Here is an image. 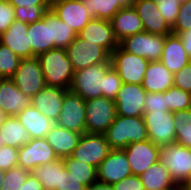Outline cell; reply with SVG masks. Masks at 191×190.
Listing matches in <instances>:
<instances>
[{
	"label": "cell",
	"instance_id": "obj_1",
	"mask_svg": "<svg viewBox=\"0 0 191 190\" xmlns=\"http://www.w3.org/2000/svg\"><path fill=\"white\" fill-rule=\"evenodd\" d=\"M46 86L70 90L74 70L66 49L55 48L37 56Z\"/></svg>",
	"mask_w": 191,
	"mask_h": 190
},
{
	"label": "cell",
	"instance_id": "obj_2",
	"mask_svg": "<svg viewBox=\"0 0 191 190\" xmlns=\"http://www.w3.org/2000/svg\"><path fill=\"white\" fill-rule=\"evenodd\" d=\"M104 135L111 149H125L130 143L149 140L143 117L116 115Z\"/></svg>",
	"mask_w": 191,
	"mask_h": 190
},
{
	"label": "cell",
	"instance_id": "obj_3",
	"mask_svg": "<svg viewBox=\"0 0 191 190\" xmlns=\"http://www.w3.org/2000/svg\"><path fill=\"white\" fill-rule=\"evenodd\" d=\"M111 66L110 60L75 71L70 90L84 100L101 96L106 98L105 73Z\"/></svg>",
	"mask_w": 191,
	"mask_h": 190
},
{
	"label": "cell",
	"instance_id": "obj_4",
	"mask_svg": "<svg viewBox=\"0 0 191 190\" xmlns=\"http://www.w3.org/2000/svg\"><path fill=\"white\" fill-rule=\"evenodd\" d=\"M160 161L177 186L191 181V148L177 143L160 147Z\"/></svg>",
	"mask_w": 191,
	"mask_h": 190
},
{
	"label": "cell",
	"instance_id": "obj_5",
	"mask_svg": "<svg viewBox=\"0 0 191 190\" xmlns=\"http://www.w3.org/2000/svg\"><path fill=\"white\" fill-rule=\"evenodd\" d=\"M86 133L104 134L116 117L114 100L104 96L85 100Z\"/></svg>",
	"mask_w": 191,
	"mask_h": 190
},
{
	"label": "cell",
	"instance_id": "obj_6",
	"mask_svg": "<svg viewBox=\"0 0 191 190\" xmlns=\"http://www.w3.org/2000/svg\"><path fill=\"white\" fill-rule=\"evenodd\" d=\"M110 60L122 83L142 84L149 63L148 60L139 55L129 53L120 46L111 53Z\"/></svg>",
	"mask_w": 191,
	"mask_h": 190
},
{
	"label": "cell",
	"instance_id": "obj_7",
	"mask_svg": "<svg viewBox=\"0 0 191 190\" xmlns=\"http://www.w3.org/2000/svg\"><path fill=\"white\" fill-rule=\"evenodd\" d=\"M166 35L152 34L145 31L127 36L119 46L132 54L145 58L149 62L160 61Z\"/></svg>",
	"mask_w": 191,
	"mask_h": 190
},
{
	"label": "cell",
	"instance_id": "obj_8",
	"mask_svg": "<svg viewBox=\"0 0 191 190\" xmlns=\"http://www.w3.org/2000/svg\"><path fill=\"white\" fill-rule=\"evenodd\" d=\"M66 52L74 72L91 65L107 63L111 57L105 48L80 39L78 36L66 48Z\"/></svg>",
	"mask_w": 191,
	"mask_h": 190
},
{
	"label": "cell",
	"instance_id": "obj_9",
	"mask_svg": "<svg viewBox=\"0 0 191 190\" xmlns=\"http://www.w3.org/2000/svg\"><path fill=\"white\" fill-rule=\"evenodd\" d=\"M143 119L149 140L155 145L163 147L176 143L175 115L173 112L144 113Z\"/></svg>",
	"mask_w": 191,
	"mask_h": 190
},
{
	"label": "cell",
	"instance_id": "obj_10",
	"mask_svg": "<svg viewBox=\"0 0 191 190\" xmlns=\"http://www.w3.org/2000/svg\"><path fill=\"white\" fill-rule=\"evenodd\" d=\"M57 125L80 134L86 133L85 100L78 94L67 90L63 98Z\"/></svg>",
	"mask_w": 191,
	"mask_h": 190
},
{
	"label": "cell",
	"instance_id": "obj_11",
	"mask_svg": "<svg viewBox=\"0 0 191 190\" xmlns=\"http://www.w3.org/2000/svg\"><path fill=\"white\" fill-rule=\"evenodd\" d=\"M111 150L104 134L84 133L71 156L98 168Z\"/></svg>",
	"mask_w": 191,
	"mask_h": 190
},
{
	"label": "cell",
	"instance_id": "obj_12",
	"mask_svg": "<svg viewBox=\"0 0 191 190\" xmlns=\"http://www.w3.org/2000/svg\"><path fill=\"white\" fill-rule=\"evenodd\" d=\"M11 79L22 93L31 98L46 86L37 57L22 59Z\"/></svg>",
	"mask_w": 191,
	"mask_h": 190
},
{
	"label": "cell",
	"instance_id": "obj_13",
	"mask_svg": "<svg viewBox=\"0 0 191 190\" xmlns=\"http://www.w3.org/2000/svg\"><path fill=\"white\" fill-rule=\"evenodd\" d=\"M46 138L31 139L18 149V166L32 172L40 165L58 160Z\"/></svg>",
	"mask_w": 191,
	"mask_h": 190
},
{
	"label": "cell",
	"instance_id": "obj_14",
	"mask_svg": "<svg viewBox=\"0 0 191 190\" xmlns=\"http://www.w3.org/2000/svg\"><path fill=\"white\" fill-rule=\"evenodd\" d=\"M146 94L142 85L122 83L114 99L116 115L143 117Z\"/></svg>",
	"mask_w": 191,
	"mask_h": 190
},
{
	"label": "cell",
	"instance_id": "obj_15",
	"mask_svg": "<svg viewBox=\"0 0 191 190\" xmlns=\"http://www.w3.org/2000/svg\"><path fill=\"white\" fill-rule=\"evenodd\" d=\"M132 174L139 176L160 161V147L151 140L130 143L125 149Z\"/></svg>",
	"mask_w": 191,
	"mask_h": 190
},
{
	"label": "cell",
	"instance_id": "obj_16",
	"mask_svg": "<svg viewBox=\"0 0 191 190\" xmlns=\"http://www.w3.org/2000/svg\"><path fill=\"white\" fill-rule=\"evenodd\" d=\"M130 175H132V170L123 149H112L97 168L98 182L109 185Z\"/></svg>",
	"mask_w": 191,
	"mask_h": 190
},
{
	"label": "cell",
	"instance_id": "obj_17",
	"mask_svg": "<svg viewBox=\"0 0 191 190\" xmlns=\"http://www.w3.org/2000/svg\"><path fill=\"white\" fill-rule=\"evenodd\" d=\"M77 36L105 48L110 54L119 46L110 20L93 18L77 33Z\"/></svg>",
	"mask_w": 191,
	"mask_h": 190
},
{
	"label": "cell",
	"instance_id": "obj_18",
	"mask_svg": "<svg viewBox=\"0 0 191 190\" xmlns=\"http://www.w3.org/2000/svg\"><path fill=\"white\" fill-rule=\"evenodd\" d=\"M50 9L76 33H79L93 19L81 0H52Z\"/></svg>",
	"mask_w": 191,
	"mask_h": 190
},
{
	"label": "cell",
	"instance_id": "obj_19",
	"mask_svg": "<svg viewBox=\"0 0 191 190\" xmlns=\"http://www.w3.org/2000/svg\"><path fill=\"white\" fill-rule=\"evenodd\" d=\"M133 7L143 22L144 31L152 34L169 35L172 28L160 14L153 0H134Z\"/></svg>",
	"mask_w": 191,
	"mask_h": 190
},
{
	"label": "cell",
	"instance_id": "obj_20",
	"mask_svg": "<svg viewBox=\"0 0 191 190\" xmlns=\"http://www.w3.org/2000/svg\"><path fill=\"white\" fill-rule=\"evenodd\" d=\"M31 97L22 93L12 79L0 78V108L8 117L17 116L28 106H31Z\"/></svg>",
	"mask_w": 191,
	"mask_h": 190
},
{
	"label": "cell",
	"instance_id": "obj_21",
	"mask_svg": "<svg viewBox=\"0 0 191 190\" xmlns=\"http://www.w3.org/2000/svg\"><path fill=\"white\" fill-rule=\"evenodd\" d=\"M66 91V89L60 87L45 86L31 98V105L48 119L56 122L61 113Z\"/></svg>",
	"mask_w": 191,
	"mask_h": 190
},
{
	"label": "cell",
	"instance_id": "obj_22",
	"mask_svg": "<svg viewBox=\"0 0 191 190\" xmlns=\"http://www.w3.org/2000/svg\"><path fill=\"white\" fill-rule=\"evenodd\" d=\"M27 23L15 20L9 28L0 35V43L9 47L21 59L36 57L29 45Z\"/></svg>",
	"mask_w": 191,
	"mask_h": 190
},
{
	"label": "cell",
	"instance_id": "obj_23",
	"mask_svg": "<svg viewBox=\"0 0 191 190\" xmlns=\"http://www.w3.org/2000/svg\"><path fill=\"white\" fill-rule=\"evenodd\" d=\"M191 61L180 37L176 34L166 35L160 62L172 73L180 71Z\"/></svg>",
	"mask_w": 191,
	"mask_h": 190
},
{
	"label": "cell",
	"instance_id": "obj_24",
	"mask_svg": "<svg viewBox=\"0 0 191 190\" xmlns=\"http://www.w3.org/2000/svg\"><path fill=\"white\" fill-rule=\"evenodd\" d=\"M115 38H123L144 31L143 22L133 5L121 8L110 20Z\"/></svg>",
	"mask_w": 191,
	"mask_h": 190
},
{
	"label": "cell",
	"instance_id": "obj_25",
	"mask_svg": "<svg viewBox=\"0 0 191 190\" xmlns=\"http://www.w3.org/2000/svg\"><path fill=\"white\" fill-rule=\"evenodd\" d=\"M141 85L146 92L164 93L174 86V73L170 72L160 61H151L147 65Z\"/></svg>",
	"mask_w": 191,
	"mask_h": 190
},
{
	"label": "cell",
	"instance_id": "obj_26",
	"mask_svg": "<svg viewBox=\"0 0 191 190\" xmlns=\"http://www.w3.org/2000/svg\"><path fill=\"white\" fill-rule=\"evenodd\" d=\"M81 135L75 131L62 128L55 123L45 138L58 158L62 159L72 155Z\"/></svg>",
	"mask_w": 191,
	"mask_h": 190
},
{
	"label": "cell",
	"instance_id": "obj_27",
	"mask_svg": "<svg viewBox=\"0 0 191 190\" xmlns=\"http://www.w3.org/2000/svg\"><path fill=\"white\" fill-rule=\"evenodd\" d=\"M27 37L36 57L53 49L50 33V10L43 15L41 20L28 25Z\"/></svg>",
	"mask_w": 191,
	"mask_h": 190
},
{
	"label": "cell",
	"instance_id": "obj_28",
	"mask_svg": "<svg viewBox=\"0 0 191 190\" xmlns=\"http://www.w3.org/2000/svg\"><path fill=\"white\" fill-rule=\"evenodd\" d=\"M17 118L29 133L31 139L45 138L55 124L54 121L48 119L32 105L19 112Z\"/></svg>",
	"mask_w": 191,
	"mask_h": 190
},
{
	"label": "cell",
	"instance_id": "obj_29",
	"mask_svg": "<svg viewBox=\"0 0 191 190\" xmlns=\"http://www.w3.org/2000/svg\"><path fill=\"white\" fill-rule=\"evenodd\" d=\"M139 177L143 183L144 190L181 189L173 181L168 169L161 161L151 165Z\"/></svg>",
	"mask_w": 191,
	"mask_h": 190
},
{
	"label": "cell",
	"instance_id": "obj_30",
	"mask_svg": "<svg viewBox=\"0 0 191 190\" xmlns=\"http://www.w3.org/2000/svg\"><path fill=\"white\" fill-rule=\"evenodd\" d=\"M92 18L111 20L123 7L133 5L134 0H81Z\"/></svg>",
	"mask_w": 191,
	"mask_h": 190
},
{
	"label": "cell",
	"instance_id": "obj_31",
	"mask_svg": "<svg viewBox=\"0 0 191 190\" xmlns=\"http://www.w3.org/2000/svg\"><path fill=\"white\" fill-rule=\"evenodd\" d=\"M0 137L4 145L20 148L27 144L31 138L17 116L8 117L0 126Z\"/></svg>",
	"mask_w": 191,
	"mask_h": 190
},
{
	"label": "cell",
	"instance_id": "obj_32",
	"mask_svg": "<svg viewBox=\"0 0 191 190\" xmlns=\"http://www.w3.org/2000/svg\"><path fill=\"white\" fill-rule=\"evenodd\" d=\"M65 168L63 159L38 166L32 171L42 184L44 190H58L60 187L61 171Z\"/></svg>",
	"mask_w": 191,
	"mask_h": 190
},
{
	"label": "cell",
	"instance_id": "obj_33",
	"mask_svg": "<svg viewBox=\"0 0 191 190\" xmlns=\"http://www.w3.org/2000/svg\"><path fill=\"white\" fill-rule=\"evenodd\" d=\"M50 33L53 41V49H66L77 37L76 31L63 22L50 9Z\"/></svg>",
	"mask_w": 191,
	"mask_h": 190
},
{
	"label": "cell",
	"instance_id": "obj_34",
	"mask_svg": "<svg viewBox=\"0 0 191 190\" xmlns=\"http://www.w3.org/2000/svg\"><path fill=\"white\" fill-rule=\"evenodd\" d=\"M65 168L75 179L79 180L86 188L97 182V168L72 156L62 158Z\"/></svg>",
	"mask_w": 191,
	"mask_h": 190
},
{
	"label": "cell",
	"instance_id": "obj_35",
	"mask_svg": "<svg viewBox=\"0 0 191 190\" xmlns=\"http://www.w3.org/2000/svg\"><path fill=\"white\" fill-rule=\"evenodd\" d=\"M175 115L176 143L191 148V108L180 110Z\"/></svg>",
	"mask_w": 191,
	"mask_h": 190
},
{
	"label": "cell",
	"instance_id": "obj_36",
	"mask_svg": "<svg viewBox=\"0 0 191 190\" xmlns=\"http://www.w3.org/2000/svg\"><path fill=\"white\" fill-rule=\"evenodd\" d=\"M165 98L168 110L173 113L191 108V93L175 86L165 91Z\"/></svg>",
	"mask_w": 191,
	"mask_h": 190
},
{
	"label": "cell",
	"instance_id": "obj_37",
	"mask_svg": "<svg viewBox=\"0 0 191 190\" xmlns=\"http://www.w3.org/2000/svg\"><path fill=\"white\" fill-rule=\"evenodd\" d=\"M21 60L9 47L0 43V78L11 79Z\"/></svg>",
	"mask_w": 191,
	"mask_h": 190
},
{
	"label": "cell",
	"instance_id": "obj_38",
	"mask_svg": "<svg viewBox=\"0 0 191 190\" xmlns=\"http://www.w3.org/2000/svg\"><path fill=\"white\" fill-rule=\"evenodd\" d=\"M51 5H33L32 7H14L17 21L31 24L43 18V15L50 10Z\"/></svg>",
	"mask_w": 191,
	"mask_h": 190
},
{
	"label": "cell",
	"instance_id": "obj_39",
	"mask_svg": "<svg viewBox=\"0 0 191 190\" xmlns=\"http://www.w3.org/2000/svg\"><path fill=\"white\" fill-rule=\"evenodd\" d=\"M30 171L15 166L12 169L5 171L4 182L1 190H19V188L26 182Z\"/></svg>",
	"mask_w": 191,
	"mask_h": 190
},
{
	"label": "cell",
	"instance_id": "obj_40",
	"mask_svg": "<svg viewBox=\"0 0 191 190\" xmlns=\"http://www.w3.org/2000/svg\"><path fill=\"white\" fill-rule=\"evenodd\" d=\"M156 2L160 14L172 28L177 20L180 5L187 0H153Z\"/></svg>",
	"mask_w": 191,
	"mask_h": 190
},
{
	"label": "cell",
	"instance_id": "obj_41",
	"mask_svg": "<svg viewBox=\"0 0 191 190\" xmlns=\"http://www.w3.org/2000/svg\"><path fill=\"white\" fill-rule=\"evenodd\" d=\"M191 29V0L180 5V11L177 16V20L172 27V33L179 35L183 31Z\"/></svg>",
	"mask_w": 191,
	"mask_h": 190
},
{
	"label": "cell",
	"instance_id": "obj_42",
	"mask_svg": "<svg viewBox=\"0 0 191 190\" xmlns=\"http://www.w3.org/2000/svg\"><path fill=\"white\" fill-rule=\"evenodd\" d=\"M168 106L165 98V92L150 93L145 96L144 113L168 112Z\"/></svg>",
	"mask_w": 191,
	"mask_h": 190
},
{
	"label": "cell",
	"instance_id": "obj_43",
	"mask_svg": "<svg viewBox=\"0 0 191 190\" xmlns=\"http://www.w3.org/2000/svg\"><path fill=\"white\" fill-rule=\"evenodd\" d=\"M18 166V148L9 145L0 147V170L8 171Z\"/></svg>",
	"mask_w": 191,
	"mask_h": 190
},
{
	"label": "cell",
	"instance_id": "obj_44",
	"mask_svg": "<svg viewBox=\"0 0 191 190\" xmlns=\"http://www.w3.org/2000/svg\"><path fill=\"white\" fill-rule=\"evenodd\" d=\"M106 98L114 100L122 86V80L117 71L111 66L105 73Z\"/></svg>",
	"mask_w": 191,
	"mask_h": 190
},
{
	"label": "cell",
	"instance_id": "obj_45",
	"mask_svg": "<svg viewBox=\"0 0 191 190\" xmlns=\"http://www.w3.org/2000/svg\"><path fill=\"white\" fill-rule=\"evenodd\" d=\"M16 20L14 7L7 0H0V35Z\"/></svg>",
	"mask_w": 191,
	"mask_h": 190
},
{
	"label": "cell",
	"instance_id": "obj_46",
	"mask_svg": "<svg viewBox=\"0 0 191 190\" xmlns=\"http://www.w3.org/2000/svg\"><path fill=\"white\" fill-rule=\"evenodd\" d=\"M174 86L191 93V61L180 71L174 73Z\"/></svg>",
	"mask_w": 191,
	"mask_h": 190
},
{
	"label": "cell",
	"instance_id": "obj_47",
	"mask_svg": "<svg viewBox=\"0 0 191 190\" xmlns=\"http://www.w3.org/2000/svg\"><path fill=\"white\" fill-rule=\"evenodd\" d=\"M58 190H87V188L64 168L61 171L60 187H58Z\"/></svg>",
	"mask_w": 191,
	"mask_h": 190
},
{
	"label": "cell",
	"instance_id": "obj_48",
	"mask_svg": "<svg viewBox=\"0 0 191 190\" xmlns=\"http://www.w3.org/2000/svg\"><path fill=\"white\" fill-rule=\"evenodd\" d=\"M112 187L114 190H144L140 177L133 174L113 184Z\"/></svg>",
	"mask_w": 191,
	"mask_h": 190
},
{
	"label": "cell",
	"instance_id": "obj_49",
	"mask_svg": "<svg viewBox=\"0 0 191 190\" xmlns=\"http://www.w3.org/2000/svg\"><path fill=\"white\" fill-rule=\"evenodd\" d=\"M19 190H44L39 180L30 172L27 176L26 182L19 188Z\"/></svg>",
	"mask_w": 191,
	"mask_h": 190
},
{
	"label": "cell",
	"instance_id": "obj_50",
	"mask_svg": "<svg viewBox=\"0 0 191 190\" xmlns=\"http://www.w3.org/2000/svg\"><path fill=\"white\" fill-rule=\"evenodd\" d=\"M13 7H32L33 5H51L52 0H7Z\"/></svg>",
	"mask_w": 191,
	"mask_h": 190
},
{
	"label": "cell",
	"instance_id": "obj_51",
	"mask_svg": "<svg viewBox=\"0 0 191 190\" xmlns=\"http://www.w3.org/2000/svg\"><path fill=\"white\" fill-rule=\"evenodd\" d=\"M182 41L186 53L191 57V29L178 35Z\"/></svg>",
	"mask_w": 191,
	"mask_h": 190
},
{
	"label": "cell",
	"instance_id": "obj_52",
	"mask_svg": "<svg viewBox=\"0 0 191 190\" xmlns=\"http://www.w3.org/2000/svg\"><path fill=\"white\" fill-rule=\"evenodd\" d=\"M87 190H114L112 185L101 183V182H95L92 183Z\"/></svg>",
	"mask_w": 191,
	"mask_h": 190
},
{
	"label": "cell",
	"instance_id": "obj_53",
	"mask_svg": "<svg viewBox=\"0 0 191 190\" xmlns=\"http://www.w3.org/2000/svg\"><path fill=\"white\" fill-rule=\"evenodd\" d=\"M8 118V115L0 108V126L4 123V121Z\"/></svg>",
	"mask_w": 191,
	"mask_h": 190
},
{
	"label": "cell",
	"instance_id": "obj_54",
	"mask_svg": "<svg viewBox=\"0 0 191 190\" xmlns=\"http://www.w3.org/2000/svg\"><path fill=\"white\" fill-rule=\"evenodd\" d=\"M180 188L182 190H191V181L184 183Z\"/></svg>",
	"mask_w": 191,
	"mask_h": 190
},
{
	"label": "cell",
	"instance_id": "obj_55",
	"mask_svg": "<svg viewBox=\"0 0 191 190\" xmlns=\"http://www.w3.org/2000/svg\"><path fill=\"white\" fill-rule=\"evenodd\" d=\"M4 174H5V171L0 170V190H1V187L3 186Z\"/></svg>",
	"mask_w": 191,
	"mask_h": 190
},
{
	"label": "cell",
	"instance_id": "obj_56",
	"mask_svg": "<svg viewBox=\"0 0 191 190\" xmlns=\"http://www.w3.org/2000/svg\"><path fill=\"white\" fill-rule=\"evenodd\" d=\"M3 145H4V142H3V140L0 137V147H2Z\"/></svg>",
	"mask_w": 191,
	"mask_h": 190
}]
</instances>
